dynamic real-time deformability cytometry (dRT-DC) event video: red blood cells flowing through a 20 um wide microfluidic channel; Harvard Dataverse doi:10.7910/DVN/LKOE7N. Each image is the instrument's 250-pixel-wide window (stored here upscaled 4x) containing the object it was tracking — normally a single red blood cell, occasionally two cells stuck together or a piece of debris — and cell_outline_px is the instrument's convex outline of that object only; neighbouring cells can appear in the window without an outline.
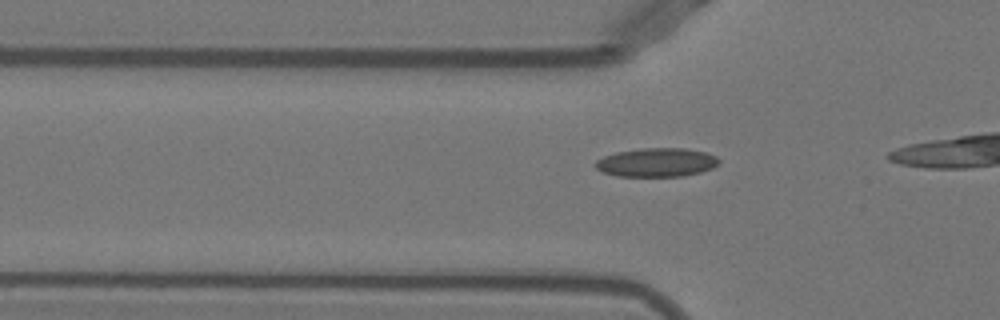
{"species": "Egyptian fruit bat (a non-hibernating species)", "species_latin": "Rousettus aegyptiacus", "temperature_condition": "warm", "stored_images_in_passage": 8, "camera_frame_rate_fps": 3000, "um_per_image_px": 0.085, "animal": {"sex": "female"}, "frame": {"image": 1, "passage_image": 3, "time_ms": 0.667, "image_size_px": [1000, 320], "cell_outline_px": [[720, 164], [712, 168], [700, 172], [684, 176], [616, 176], [604, 172], [596, 168], [596, 160], [604, 156], [616, 152], [640, 148], [684, 148], [704, 152], [716, 156], [720, 160]], "centroid_in_image_um": [55.83, 13.8], "position_along_channel_um": 70.0, "area_um2": 20.69}}
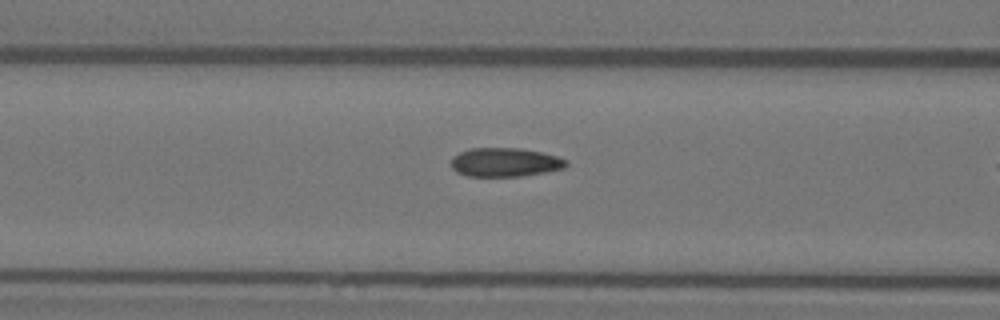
{"frame": {"image": 2, "passage_image": 7, "time_ms": 2.0, "image_size_px": [1000, 320], "cell_outline_px": [[568, 164], [564, 168], [544, 172], [520, 176], [468, 176], [456, 172], [452, 168], [452, 156], [460, 152], [472, 148], [520, 148], [540, 152], [556, 156], [568, 160]], "centroid_in_image_um": [42.92, 13.79], "position_along_channel_um": 123.7, "area_um2": 19.25}}